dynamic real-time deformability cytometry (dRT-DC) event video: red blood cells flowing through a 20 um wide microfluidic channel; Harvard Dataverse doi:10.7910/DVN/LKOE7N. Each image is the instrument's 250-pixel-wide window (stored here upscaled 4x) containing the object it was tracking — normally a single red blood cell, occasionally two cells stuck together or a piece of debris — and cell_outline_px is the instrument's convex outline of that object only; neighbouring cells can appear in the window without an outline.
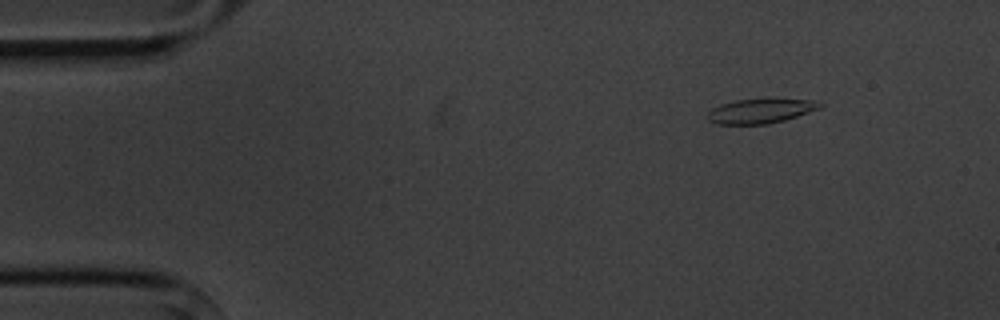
{"species": "common noctule bat (a hibernating species)", "species_latin": "Nyctalus noctula", "temperature_condition": "cold", "stored_images_in_passage": 3, "camera_frame_rate_fps": 3000, "um_per_image_px": 0.085, "animal": {"sex": "male", "body_mass_g": 20.1, "forearm_length_mm": 53.5}, "frame": {"image": 1, "passage_image": 1, "time_ms": 0.0, "image_size_px": [1000, 320], "cell_outline_px": [[824, 104], [820, 108], [784, 120], [768, 124], [716, 124], [708, 120], [708, 112], [712, 108], [720, 104], [736, 100], [764, 96], [768, 96], [812, 100]], "centroid_in_image_um": [64.66, 9.38], "position_along_channel_um": 20.3, "area_um2": 16.76}}